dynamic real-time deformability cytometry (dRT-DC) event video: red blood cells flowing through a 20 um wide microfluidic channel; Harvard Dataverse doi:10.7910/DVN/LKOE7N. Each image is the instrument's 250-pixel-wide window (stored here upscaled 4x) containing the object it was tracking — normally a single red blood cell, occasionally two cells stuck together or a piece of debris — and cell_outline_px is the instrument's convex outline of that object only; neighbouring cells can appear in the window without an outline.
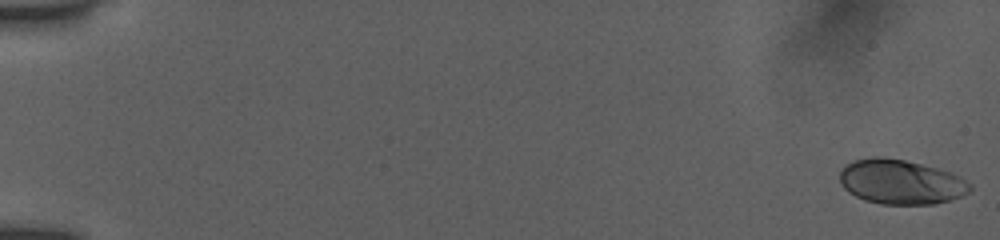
{"species": "human", "species_latin": "Homo sapiens", "temperature_condition": "room temperature", "stored_images_in_passage": 54, "camera_frame_rate_fps": 3000, "um_per_image_px": 0.085, "donor": {"sex": "female"}, "frame": {"image": 1, "passage_image": 1, "time_ms": 0.0, "image_size_px": [1000, 240], "cell_outline_px": [[972, 188], [968, 192], [960, 196], [936, 204], [880, 204], [864, 200], [848, 192], [840, 184], [840, 172], [844, 164], [852, 160], [872, 156], [884, 156], [904, 160], [952, 172], [960, 176], [972, 184]], "centroid_in_image_um": [76.54, 15.45], "position_along_channel_um": 8.5, "area_um2": 34.16}}
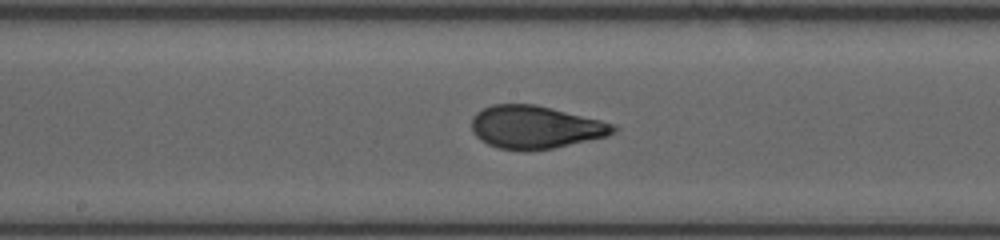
{"frame": {"image": 2, "passage_image": 30, "time_ms": 9.667, "image_size_px": [1000, 240], "cell_outline_px": [[620, 128], [616, 132], [608, 136], [552, 148], [524, 152], [500, 148], [488, 144], [480, 140], [472, 132], [472, 116], [476, 112], [492, 104], [536, 104], [616, 124]], "centroid_in_image_um": [45.51, 10.81], "position_along_channel_um": 202.7, "area_um2": 35.66}}
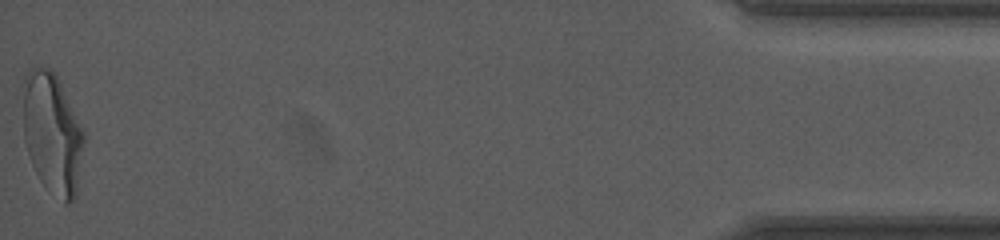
{"frame": {"image": 3, "passage_image": 54, "time_ms": 17.667, "image_size_px": [1000, 240], "cell_outline_px": [[84, 140], [76, 196], [68, 204], [64, 204], [40, 180], [32, 164], [24, 140], [24, 92], [28, 68], [40, 64], [56, 72], [84, 132]], "centroid_in_image_um": [4.45, 11.31], "position_along_channel_um": 430.7, "area_um2": 42.66}, "authors_computed_cell_mechanics": {"area_um2": 35.1713, "velocity_mm_per_s": 3.9198, "shape_relaxation_time_tau1_ms": 6.0894, "shape_relaxation_time_tau2_ms": 0.7523, "deformation_change_tau1": 0.2163, "deformation_change_tau2": 0.0574}}